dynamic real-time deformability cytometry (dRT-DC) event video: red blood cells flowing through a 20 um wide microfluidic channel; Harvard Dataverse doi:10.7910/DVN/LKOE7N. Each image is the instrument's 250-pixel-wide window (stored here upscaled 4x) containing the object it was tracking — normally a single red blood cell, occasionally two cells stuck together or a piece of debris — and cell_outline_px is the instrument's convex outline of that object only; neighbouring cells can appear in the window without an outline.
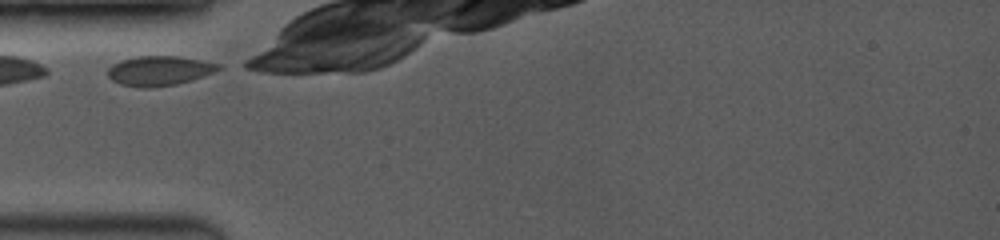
{"species": "common noctule bat (a hibernating species)", "species_latin": "Nyctalus noctula", "temperature_condition": "room temperature", "stored_images_in_passage": 5, "camera_frame_rate_fps": 3500, "um_per_image_px": 0.085, "animal": {"sex": "female", "body_mass_g": 19.0, "forearm_length_mm": 53.3}, "frame": {"image": 1, "passage_image": 1, "time_ms": 0.0, "image_size_px": [1000, 240], "cell_outline_px": [[224, 68], [216, 72], [192, 80], [176, 84], [148, 88], [144, 88], [120, 84], [112, 80], [108, 76], [108, 68], [112, 64], [120, 60], [136, 56], [180, 56], [220, 64]], "centroid_in_image_um": [13.56, 6.01], "position_along_channel_um": 71.4, "area_um2": 19.31}}